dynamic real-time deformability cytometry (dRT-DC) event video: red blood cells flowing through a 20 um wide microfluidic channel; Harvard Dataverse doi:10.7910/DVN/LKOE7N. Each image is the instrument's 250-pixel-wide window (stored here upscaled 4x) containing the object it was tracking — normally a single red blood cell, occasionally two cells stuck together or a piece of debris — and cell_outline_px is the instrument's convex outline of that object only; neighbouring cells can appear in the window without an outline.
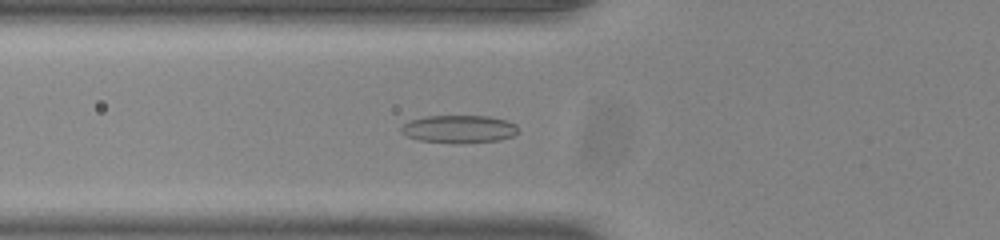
{"species": "common noctule bat (a hibernating species)", "species_latin": "Nyctalus noctula", "temperature_condition": "room temperature", "stored_images_in_passage": 43, "camera_frame_rate_fps": 3000, "um_per_image_px": 0.085, "animal": {"sex": "male", "body_mass_g": 20.0, "forearm_length_mm": 53.3}, "frame": {"image": 1, "passage_image": 10, "time_ms": 3.0, "image_size_px": [1000, 240], "cell_outline_px": [[516, 132], [512, 136], [500, 140], [456, 144], [420, 140], [408, 136], [400, 132], [400, 128], [404, 124], [412, 120], [424, 116], [488, 116], [504, 120], [516, 124]], "centroid_in_image_um": [38.99, 10.98], "position_along_channel_um": 86.8, "area_um2": 18.84}}
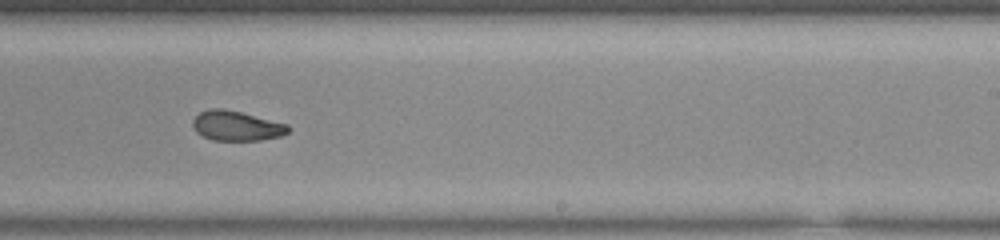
{"frame": {"image": 2, "passage_image": 24, "time_ms": 7.667, "image_size_px": [1000, 240], "cell_outline_px": [[292, 128], [288, 132], [280, 136], [260, 140], [212, 140], [196, 132], [192, 124], [192, 120], [200, 112], [212, 108], [224, 108], [288, 124]], "centroid_in_image_um": [20.11, 10.69], "position_along_channel_um": 268.9, "area_um2": 16.53}}
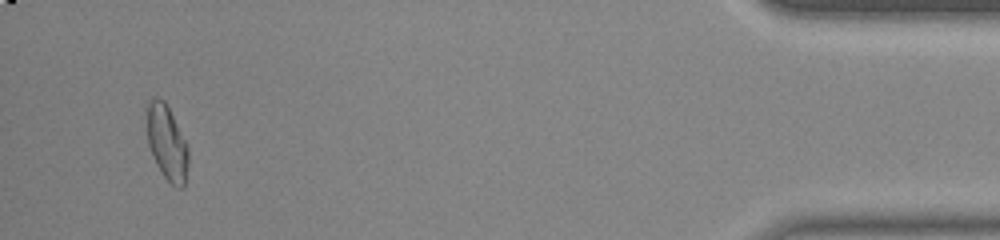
{"frame": {"image": 3, "passage_image": 41, "time_ms": 13.333, "image_size_px": [1000, 240], "cell_outline_px": [[188, 164], [184, 188], [176, 188], [164, 176], [156, 164], [152, 156], [148, 144], [148, 100], [152, 96], [156, 96], [164, 100], [188, 144]], "centroid_in_image_um": [14.21, 12.14], "position_along_channel_um": 421.0, "area_um2": 18.09}, "authors_computed_cell_mechanics": {"area_um2": 17.34, "velocity_mm_per_s": 3.8952, "shape_relaxation_time_tau1_ms": null, "shape_relaxation_time_tau2_ms": 1.8551, "deformation_change_tau1": null, "deformation_change_tau2": 0.0706}}